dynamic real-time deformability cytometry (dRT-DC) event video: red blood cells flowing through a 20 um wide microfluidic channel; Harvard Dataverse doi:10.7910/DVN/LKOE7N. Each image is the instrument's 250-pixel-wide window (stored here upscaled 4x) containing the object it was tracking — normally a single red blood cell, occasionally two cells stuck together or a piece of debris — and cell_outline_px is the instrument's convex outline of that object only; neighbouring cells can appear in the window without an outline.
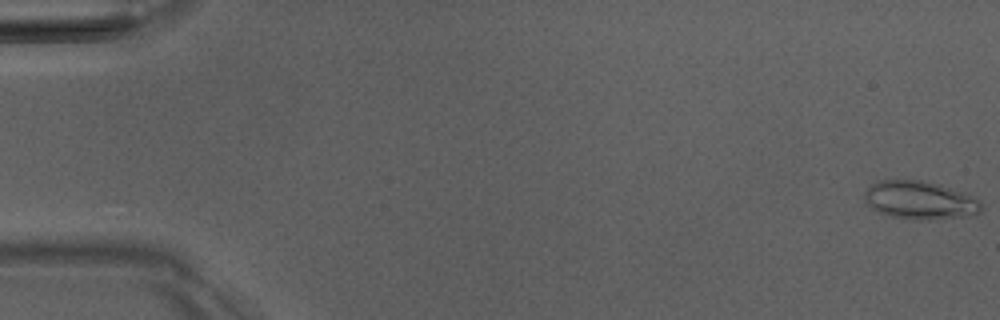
{"species": "Egyptian fruit bat (a non-hibernating species)", "species_latin": "Rousettus aegyptiacus", "temperature_condition": "room temperature", "stored_images_in_passage": 6, "camera_frame_rate_fps": 3000, "um_per_image_px": 0.085, "animal": {"sex": "male"}, "frame": {"image": 1, "passage_image": 1, "time_ms": 0.0, "image_size_px": [1000, 320], "cell_outline_px": [[980, 212], [976, 216], [928, 220], [920, 220], [892, 216], [876, 212], [864, 200], [864, 192], [872, 184], [880, 180], [920, 180], [940, 184], [964, 192], [980, 200]], "centroid_in_image_um": [78.22, 17.03], "position_along_channel_um": 6.8, "area_um2": 26.24}}